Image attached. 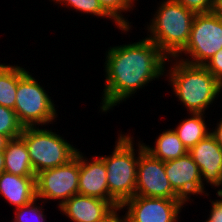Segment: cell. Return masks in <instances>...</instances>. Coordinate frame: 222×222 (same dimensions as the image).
<instances>
[{
	"mask_svg": "<svg viewBox=\"0 0 222 222\" xmlns=\"http://www.w3.org/2000/svg\"><path fill=\"white\" fill-rule=\"evenodd\" d=\"M168 59L146 37L132 44L110 47L106 51V81L100 110L107 113L150 81L159 79L166 73L165 62Z\"/></svg>",
	"mask_w": 222,
	"mask_h": 222,
	"instance_id": "obj_1",
	"label": "cell"
},
{
	"mask_svg": "<svg viewBox=\"0 0 222 222\" xmlns=\"http://www.w3.org/2000/svg\"><path fill=\"white\" fill-rule=\"evenodd\" d=\"M173 62L169 82L174 94L190 113L205 114L222 90V84L203 65H194L182 60Z\"/></svg>",
	"mask_w": 222,
	"mask_h": 222,
	"instance_id": "obj_2",
	"label": "cell"
},
{
	"mask_svg": "<svg viewBox=\"0 0 222 222\" xmlns=\"http://www.w3.org/2000/svg\"><path fill=\"white\" fill-rule=\"evenodd\" d=\"M195 15L175 0H163L147 25V38L169 59L175 58L188 43Z\"/></svg>",
	"mask_w": 222,
	"mask_h": 222,
	"instance_id": "obj_3",
	"label": "cell"
},
{
	"mask_svg": "<svg viewBox=\"0 0 222 222\" xmlns=\"http://www.w3.org/2000/svg\"><path fill=\"white\" fill-rule=\"evenodd\" d=\"M132 139L128 134H120L112 155L99 156L107 168L109 202L114 207L135 196L139 154L145 148L144 143L138 142V157H135Z\"/></svg>",
	"mask_w": 222,
	"mask_h": 222,
	"instance_id": "obj_4",
	"label": "cell"
},
{
	"mask_svg": "<svg viewBox=\"0 0 222 222\" xmlns=\"http://www.w3.org/2000/svg\"><path fill=\"white\" fill-rule=\"evenodd\" d=\"M20 136L28 149L35 175L42 170L65 165L79 150L56 132L40 129L39 126L24 127Z\"/></svg>",
	"mask_w": 222,
	"mask_h": 222,
	"instance_id": "obj_5",
	"label": "cell"
},
{
	"mask_svg": "<svg viewBox=\"0 0 222 222\" xmlns=\"http://www.w3.org/2000/svg\"><path fill=\"white\" fill-rule=\"evenodd\" d=\"M40 82L19 66V82L14 111L24 127L48 124L57 118L53 100Z\"/></svg>",
	"mask_w": 222,
	"mask_h": 222,
	"instance_id": "obj_6",
	"label": "cell"
},
{
	"mask_svg": "<svg viewBox=\"0 0 222 222\" xmlns=\"http://www.w3.org/2000/svg\"><path fill=\"white\" fill-rule=\"evenodd\" d=\"M222 49V19L213 11L196 14L186 47L175 57L194 65H205ZM182 52L188 58H178ZM190 58V59H189Z\"/></svg>",
	"mask_w": 222,
	"mask_h": 222,
	"instance_id": "obj_7",
	"label": "cell"
},
{
	"mask_svg": "<svg viewBox=\"0 0 222 222\" xmlns=\"http://www.w3.org/2000/svg\"><path fill=\"white\" fill-rule=\"evenodd\" d=\"M79 151L68 163L36 174V198L61 200L59 205L78 194Z\"/></svg>",
	"mask_w": 222,
	"mask_h": 222,
	"instance_id": "obj_8",
	"label": "cell"
},
{
	"mask_svg": "<svg viewBox=\"0 0 222 222\" xmlns=\"http://www.w3.org/2000/svg\"><path fill=\"white\" fill-rule=\"evenodd\" d=\"M135 196L181 199L169 183L164 162L145 149L139 154Z\"/></svg>",
	"mask_w": 222,
	"mask_h": 222,
	"instance_id": "obj_9",
	"label": "cell"
},
{
	"mask_svg": "<svg viewBox=\"0 0 222 222\" xmlns=\"http://www.w3.org/2000/svg\"><path fill=\"white\" fill-rule=\"evenodd\" d=\"M184 204L182 199L133 196L121 207L128 209V222H177Z\"/></svg>",
	"mask_w": 222,
	"mask_h": 222,
	"instance_id": "obj_10",
	"label": "cell"
},
{
	"mask_svg": "<svg viewBox=\"0 0 222 222\" xmlns=\"http://www.w3.org/2000/svg\"><path fill=\"white\" fill-rule=\"evenodd\" d=\"M164 168L171 187L184 202L190 201L192 194L200 195L205 192L200 169L189 153L164 162Z\"/></svg>",
	"mask_w": 222,
	"mask_h": 222,
	"instance_id": "obj_11",
	"label": "cell"
},
{
	"mask_svg": "<svg viewBox=\"0 0 222 222\" xmlns=\"http://www.w3.org/2000/svg\"><path fill=\"white\" fill-rule=\"evenodd\" d=\"M188 153L200 169L201 181L214 187L222 186V147L211 133L193 146Z\"/></svg>",
	"mask_w": 222,
	"mask_h": 222,
	"instance_id": "obj_12",
	"label": "cell"
},
{
	"mask_svg": "<svg viewBox=\"0 0 222 222\" xmlns=\"http://www.w3.org/2000/svg\"><path fill=\"white\" fill-rule=\"evenodd\" d=\"M78 194L109 201L107 168L100 157L89 162L79 151Z\"/></svg>",
	"mask_w": 222,
	"mask_h": 222,
	"instance_id": "obj_13",
	"label": "cell"
},
{
	"mask_svg": "<svg viewBox=\"0 0 222 222\" xmlns=\"http://www.w3.org/2000/svg\"><path fill=\"white\" fill-rule=\"evenodd\" d=\"M114 208L107 200L80 194L72 196L59 206L60 211L73 222H98Z\"/></svg>",
	"mask_w": 222,
	"mask_h": 222,
	"instance_id": "obj_14",
	"label": "cell"
},
{
	"mask_svg": "<svg viewBox=\"0 0 222 222\" xmlns=\"http://www.w3.org/2000/svg\"><path fill=\"white\" fill-rule=\"evenodd\" d=\"M0 195L16 208L36 199V177H24L7 172L0 175Z\"/></svg>",
	"mask_w": 222,
	"mask_h": 222,
	"instance_id": "obj_15",
	"label": "cell"
},
{
	"mask_svg": "<svg viewBox=\"0 0 222 222\" xmlns=\"http://www.w3.org/2000/svg\"><path fill=\"white\" fill-rule=\"evenodd\" d=\"M3 153L5 172L24 177H36L28 149L21 136L9 139Z\"/></svg>",
	"mask_w": 222,
	"mask_h": 222,
	"instance_id": "obj_16",
	"label": "cell"
},
{
	"mask_svg": "<svg viewBox=\"0 0 222 222\" xmlns=\"http://www.w3.org/2000/svg\"><path fill=\"white\" fill-rule=\"evenodd\" d=\"M144 148L153 157L167 162L182 157L188 153L177 133L173 129L164 130L156 139L155 147L144 144Z\"/></svg>",
	"mask_w": 222,
	"mask_h": 222,
	"instance_id": "obj_17",
	"label": "cell"
},
{
	"mask_svg": "<svg viewBox=\"0 0 222 222\" xmlns=\"http://www.w3.org/2000/svg\"><path fill=\"white\" fill-rule=\"evenodd\" d=\"M190 114V118L182 120L177 128H174L179 139L188 150L211 133L210 131L208 132L209 128L205 124V116L202 113Z\"/></svg>",
	"mask_w": 222,
	"mask_h": 222,
	"instance_id": "obj_18",
	"label": "cell"
},
{
	"mask_svg": "<svg viewBox=\"0 0 222 222\" xmlns=\"http://www.w3.org/2000/svg\"><path fill=\"white\" fill-rule=\"evenodd\" d=\"M19 82V66L0 64V105L14 110Z\"/></svg>",
	"mask_w": 222,
	"mask_h": 222,
	"instance_id": "obj_19",
	"label": "cell"
},
{
	"mask_svg": "<svg viewBox=\"0 0 222 222\" xmlns=\"http://www.w3.org/2000/svg\"><path fill=\"white\" fill-rule=\"evenodd\" d=\"M102 9L113 19L118 28L128 31L131 28L128 20L122 15L125 11H130L135 0H98Z\"/></svg>",
	"mask_w": 222,
	"mask_h": 222,
	"instance_id": "obj_20",
	"label": "cell"
},
{
	"mask_svg": "<svg viewBox=\"0 0 222 222\" xmlns=\"http://www.w3.org/2000/svg\"><path fill=\"white\" fill-rule=\"evenodd\" d=\"M23 128L14 110L0 105V134L9 139L16 138L21 135Z\"/></svg>",
	"mask_w": 222,
	"mask_h": 222,
	"instance_id": "obj_21",
	"label": "cell"
},
{
	"mask_svg": "<svg viewBox=\"0 0 222 222\" xmlns=\"http://www.w3.org/2000/svg\"><path fill=\"white\" fill-rule=\"evenodd\" d=\"M55 3H64L65 6L72 7V10L81 11L85 14H93L94 16H99L103 18H111L101 7L98 0H52Z\"/></svg>",
	"mask_w": 222,
	"mask_h": 222,
	"instance_id": "obj_22",
	"label": "cell"
},
{
	"mask_svg": "<svg viewBox=\"0 0 222 222\" xmlns=\"http://www.w3.org/2000/svg\"><path fill=\"white\" fill-rule=\"evenodd\" d=\"M36 201H38L37 198L31 201L30 203L26 204L25 206L16 208L15 209L16 216L14 217L15 219L13 222H32V220L27 219L28 217L27 215H30V214L32 215V217L36 218V219L33 218V222H34V219H35V222L36 221L45 222V219H44L45 216L43 213L44 211L42 208H40V206H36L37 204L35 203Z\"/></svg>",
	"mask_w": 222,
	"mask_h": 222,
	"instance_id": "obj_23",
	"label": "cell"
},
{
	"mask_svg": "<svg viewBox=\"0 0 222 222\" xmlns=\"http://www.w3.org/2000/svg\"><path fill=\"white\" fill-rule=\"evenodd\" d=\"M195 14L212 12L215 0H175Z\"/></svg>",
	"mask_w": 222,
	"mask_h": 222,
	"instance_id": "obj_24",
	"label": "cell"
},
{
	"mask_svg": "<svg viewBox=\"0 0 222 222\" xmlns=\"http://www.w3.org/2000/svg\"><path fill=\"white\" fill-rule=\"evenodd\" d=\"M204 66L222 84V49L214 54Z\"/></svg>",
	"mask_w": 222,
	"mask_h": 222,
	"instance_id": "obj_25",
	"label": "cell"
},
{
	"mask_svg": "<svg viewBox=\"0 0 222 222\" xmlns=\"http://www.w3.org/2000/svg\"><path fill=\"white\" fill-rule=\"evenodd\" d=\"M217 196L221 198V200L211 201L212 208L210 210L209 219L212 222H222V189L217 191Z\"/></svg>",
	"mask_w": 222,
	"mask_h": 222,
	"instance_id": "obj_26",
	"label": "cell"
},
{
	"mask_svg": "<svg viewBox=\"0 0 222 222\" xmlns=\"http://www.w3.org/2000/svg\"><path fill=\"white\" fill-rule=\"evenodd\" d=\"M120 210H122L121 206L115 207L107 216L98 222H128L126 213L122 217L117 214V211Z\"/></svg>",
	"mask_w": 222,
	"mask_h": 222,
	"instance_id": "obj_27",
	"label": "cell"
},
{
	"mask_svg": "<svg viewBox=\"0 0 222 222\" xmlns=\"http://www.w3.org/2000/svg\"><path fill=\"white\" fill-rule=\"evenodd\" d=\"M210 132L216 142L222 147V120H220L219 123H217L216 128L214 130H210Z\"/></svg>",
	"mask_w": 222,
	"mask_h": 222,
	"instance_id": "obj_28",
	"label": "cell"
},
{
	"mask_svg": "<svg viewBox=\"0 0 222 222\" xmlns=\"http://www.w3.org/2000/svg\"><path fill=\"white\" fill-rule=\"evenodd\" d=\"M213 12L222 19V0H215Z\"/></svg>",
	"mask_w": 222,
	"mask_h": 222,
	"instance_id": "obj_29",
	"label": "cell"
},
{
	"mask_svg": "<svg viewBox=\"0 0 222 222\" xmlns=\"http://www.w3.org/2000/svg\"><path fill=\"white\" fill-rule=\"evenodd\" d=\"M9 138L5 135L0 134V151H4Z\"/></svg>",
	"mask_w": 222,
	"mask_h": 222,
	"instance_id": "obj_30",
	"label": "cell"
},
{
	"mask_svg": "<svg viewBox=\"0 0 222 222\" xmlns=\"http://www.w3.org/2000/svg\"><path fill=\"white\" fill-rule=\"evenodd\" d=\"M5 172L4 153L0 151V175Z\"/></svg>",
	"mask_w": 222,
	"mask_h": 222,
	"instance_id": "obj_31",
	"label": "cell"
},
{
	"mask_svg": "<svg viewBox=\"0 0 222 222\" xmlns=\"http://www.w3.org/2000/svg\"><path fill=\"white\" fill-rule=\"evenodd\" d=\"M204 222H212L209 218L206 220V221H204Z\"/></svg>",
	"mask_w": 222,
	"mask_h": 222,
	"instance_id": "obj_32",
	"label": "cell"
}]
</instances>
